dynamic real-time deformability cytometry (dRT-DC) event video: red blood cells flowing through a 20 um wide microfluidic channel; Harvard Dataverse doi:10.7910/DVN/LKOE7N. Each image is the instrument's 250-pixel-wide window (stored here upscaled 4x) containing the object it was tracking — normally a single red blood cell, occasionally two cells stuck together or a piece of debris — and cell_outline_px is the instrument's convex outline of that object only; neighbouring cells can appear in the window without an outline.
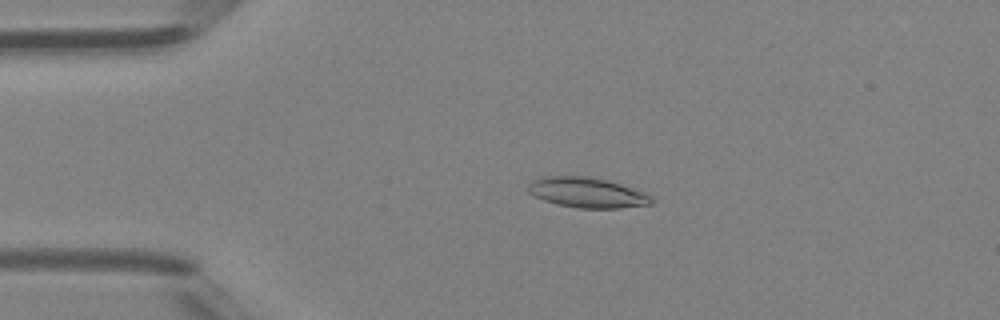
{"species": "Egyptian fruit bat (a non-hibernating species)", "species_latin": "Rousettus aegyptiacus", "temperature_condition": "room temperature", "stored_images_in_passage": 46, "camera_frame_rate_fps": 3000, "um_per_image_px": 0.085, "animal": {"sex": "female"}, "frame": {"image": 1, "passage_image": 10, "time_ms": 3.0, "image_size_px": [1000, 320], "cell_outline_px": [[652, 204], [620, 208], [580, 208], [556, 204], [544, 200], [528, 192], [528, 184], [532, 180], [544, 176], [588, 176], [620, 184], [644, 192], [652, 196]], "centroid_in_image_um": [49.89, 16.37], "position_along_channel_um": 35.1, "area_um2": 21.56}}
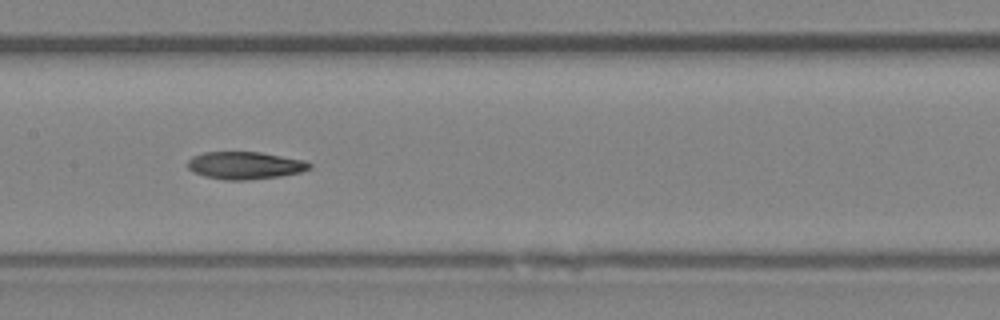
{"frame": {"image": 2, "passage_image": 23, "time_ms": 7.333, "image_size_px": [1000, 320], "cell_outline_px": [[312, 168], [300, 172], [280, 176], [248, 180], [224, 180], [204, 176], [192, 172], [188, 168], [188, 160], [192, 156], [204, 152], [260, 152], [304, 160], [312, 164]], "centroid_in_image_um": [20.81, 14.06], "position_along_channel_um": 186.6, "area_um2": 19.59}}
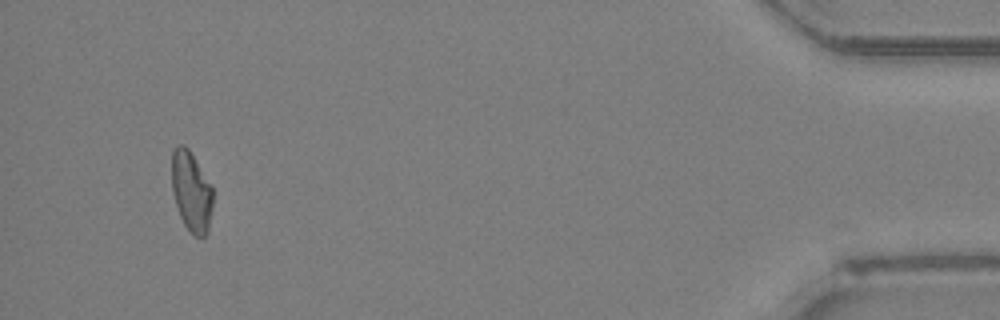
{"frame": {"image": 3, "passage_image": 44, "time_ms": 14.333, "image_size_px": [1000, 320], "cell_outline_px": [[212, 208], [208, 232], [204, 236], [196, 236], [184, 224], [180, 216], [172, 192], [172, 148], [180, 144], [184, 144], [188, 148], [212, 184]], "centroid_in_image_um": [16.26, 16.23], "position_along_channel_um": 418.9, "area_um2": 19.25}, "authors_computed_cell_mechanics": {"area_um2": 19.6231, "velocity_mm_per_s": 4.4114, "shape_relaxation_time_tau1_ms": null, "shape_relaxation_time_tau2_ms": 4.4186, "deformation_change_tau1": null, "deformation_change_tau2": 0.1072}}